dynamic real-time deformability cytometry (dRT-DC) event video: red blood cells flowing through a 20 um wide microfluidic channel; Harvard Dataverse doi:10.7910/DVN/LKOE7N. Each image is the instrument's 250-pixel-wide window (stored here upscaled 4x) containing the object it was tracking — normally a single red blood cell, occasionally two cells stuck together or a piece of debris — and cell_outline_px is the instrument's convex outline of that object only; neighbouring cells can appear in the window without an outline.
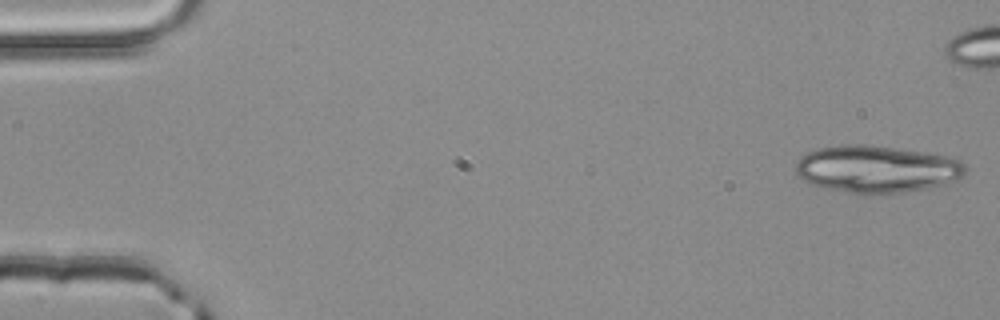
{"species": "common noctule bat (a hibernating species)", "species_latin": "Nyctalus noctula", "temperature_condition": "room temperature", "stored_images_in_passage": 11, "camera_frame_rate_fps": 3000, "um_per_image_px": 0.085, "animal": {"sex": "male", "body_mass_g": 20.4}, "frame": {"image": 1, "passage_image": 1, "time_ms": 0.0, "image_size_px": [1000, 320], "cell_outline_px": [[968, 168], [964, 176], [948, 184], [928, 188], [904, 192], [848, 192], [812, 184], [796, 176], [796, 164], [800, 156], [808, 152], [820, 148], [840, 144], [864, 144], [896, 148], [948, 156], [960, 160]], "centroid_in_image_um": [74.55, 14.35], "position_along_channel_um": 10.4, "area_um2": 46.36}}